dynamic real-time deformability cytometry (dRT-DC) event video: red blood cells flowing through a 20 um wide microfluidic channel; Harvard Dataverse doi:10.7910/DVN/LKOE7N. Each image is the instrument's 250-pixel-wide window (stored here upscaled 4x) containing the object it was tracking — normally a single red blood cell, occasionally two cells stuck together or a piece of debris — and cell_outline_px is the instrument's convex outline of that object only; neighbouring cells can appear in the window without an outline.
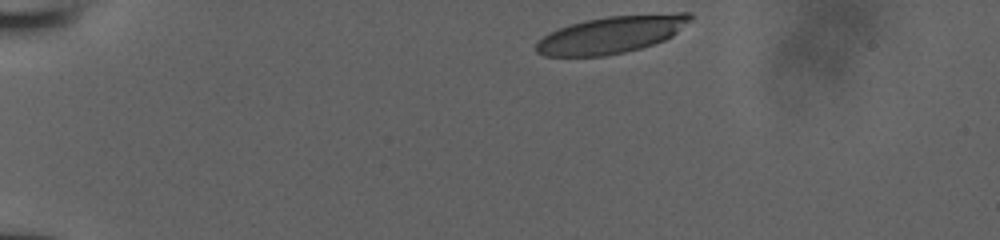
{"species": "human", "species_latin": "Homo sapiens", "temperature_condition": "room temperature", "stored_images_in_passage": 35, "camera_frame_rate_fps": 3000, "um_per_image_px": 0.085, "donor": {"sex": "male"}, "frame": {"image": 1, "passage_image": 1, "time_ms": 0.0, "image_size_px": [1000, 240], "cell_outline_px": [[692, 20], [672, 36], [664, 40], [640, 48], [624, 52], [604, 56], [544, 56], [536, 52], [536, 44], [544, 36], [560, 28], [584, 20], [608, 16], [676, 12], [692, 12]], "centroid_in_image_um": [52.03, 2.93], "position_along_channel_um": 33.0, "area_um2": 33.29}}
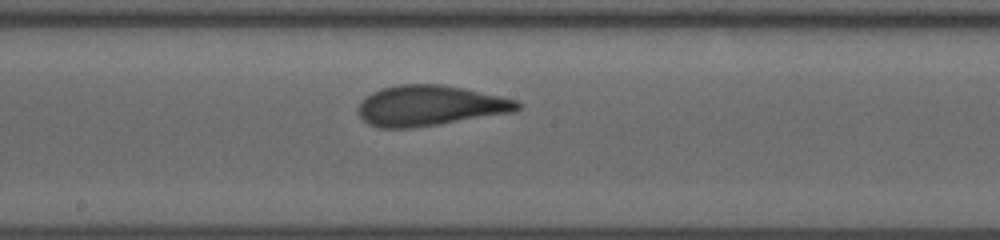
{"frame": {"image": 2, "passage_image": 20, "time_ms": 6.333, "image_size_px": [1000, 240], "cell_outline_px": [[524, 104], [516, 112], [436, 124], [408, 128], [380, 128], [368, 124], [356, 112], [356, 108], [372, 92], [380, 88], [400, 84], [440, 84], [464, 88], [516, 100]], "centroid_in_image_um": [36.54, 8.98], "position_along_channel_um": 211.7, "area_um2": 37.4}}
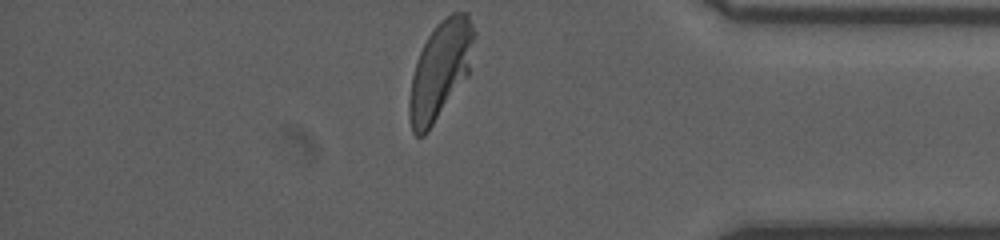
{"frame": {"image": 3, "passage_image": 35, "time_ms": 11.333, "image_size_px": [1000, 240], "cell_outline_px": [[476, 36], [468, 76], [428, 132], [424, 136], [416, 136], [412, 132], [408, 116], [408, 100], [412, 76], [416, 60], [428, 36], [436, 24], [440, 20], [452, 12], [468, 12], [476, 32]], "centroid_in_image_um": [37.43, 5.96], "position_along_channel_um": 397.8, "area_um2": 37.4}}